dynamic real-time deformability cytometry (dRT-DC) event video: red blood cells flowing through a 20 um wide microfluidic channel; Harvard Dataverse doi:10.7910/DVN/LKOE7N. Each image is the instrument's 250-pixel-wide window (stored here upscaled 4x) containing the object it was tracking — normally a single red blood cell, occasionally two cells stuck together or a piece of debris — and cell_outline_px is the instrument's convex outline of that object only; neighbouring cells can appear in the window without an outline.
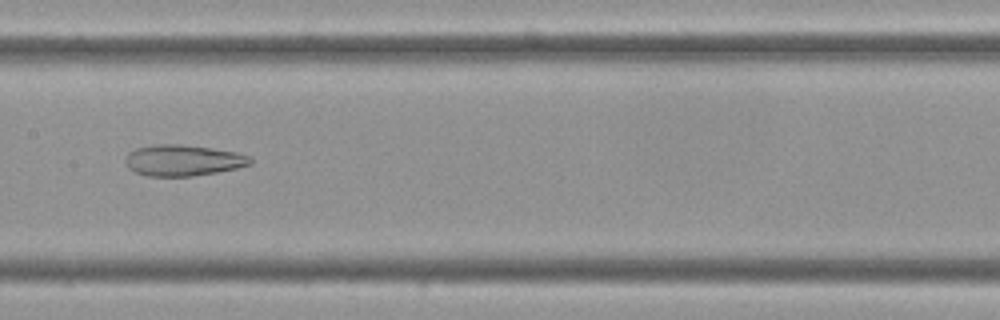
{"species": "Egyptian fruit bat (a non-hibernating species)", "species_latin": "Rousettus aegyptiacus", "temperature_condition": "cold", "stored_images_in_passage": 41, "camera_frame_rate_fps": 3000, "um_per_image_px": 0.085, "frame": {"image": 1, "passage_image": 13, "time_ms": 4.0, "image_size_px": [1000, 320], "cell_outline_px": [[252, 164], [236, 168], [216, 172], [192, 176], [148, 176], [136, 172], [128, 168], [124, 160], [128, 152], [136, 148], [156, 144], [180, 144], [212, 148], [236, 152], [252, 156]], "centroid_in_image_um": [15.56, 13.62], "position_along_channel_um": 191.8, "area_um2": 22.72}}
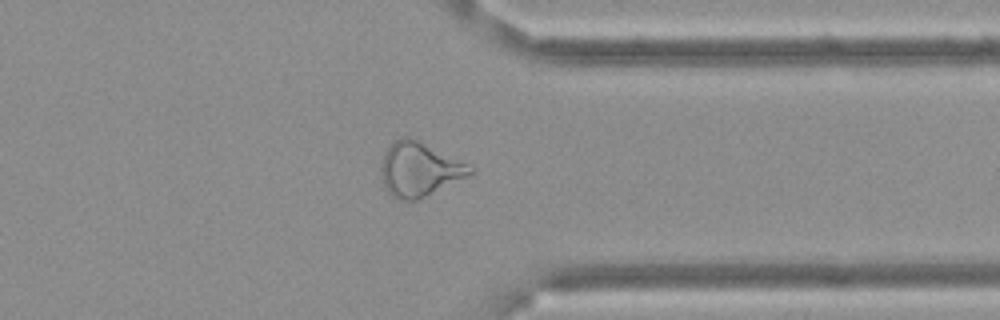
{"frame": {"image": 2, "passage_image": 29, "time_ms": 9.333, "image_size_px": [1000, 320], "cell_outline_px": [[472, 172], [416, 200], [400, 200], [392, 196], [384, 188], [380, 164], [384, 152], [400, 136], [408, 136], [420, 140], [472, 168]], "centroid_in_image_um": [35.52, 14.37], "position_along_channel_um": 375.9, "area_um2": 27.11}}
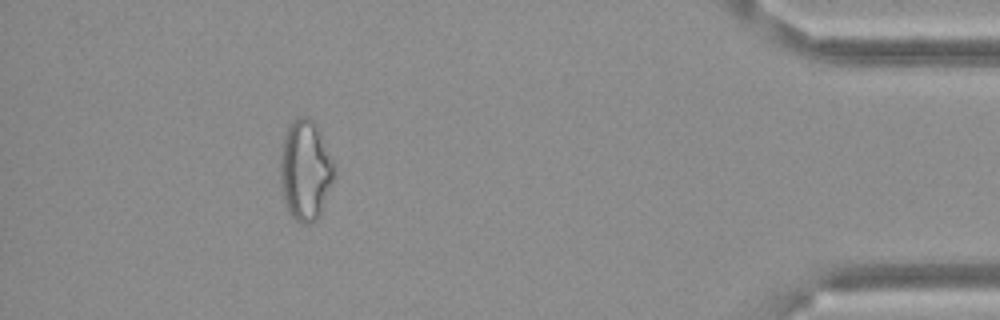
{"frame": {"image": 3, "passage_image": 36, "time_ms": 11.667, "image_size_px": [1000, 320], "cell_outline_px": [[336, 176], [320, 212], [316, 220], [308, 224], [300, 224], [288, 212], [280, 192], [280, 156], [284, 136], [288, 124], [292, 120], [300, 116], [308, 116], [316, 120], [336, 164]], "centroid_in_image_um": [25.97, 14.42], "position_along_channel_um": 409.2, "area_um2": 32.66}, "authors_computed_cell_mechanics": {"area_um2": 26.01, "velocity_mm_per_s": 3.5085, "shape_relaxation_time_tau1_ms": null, "shape_relaxation_time_tau2_ms": 5.942, "deformation_change_tau1": null, "deformation_change_tau2": 0.167}}